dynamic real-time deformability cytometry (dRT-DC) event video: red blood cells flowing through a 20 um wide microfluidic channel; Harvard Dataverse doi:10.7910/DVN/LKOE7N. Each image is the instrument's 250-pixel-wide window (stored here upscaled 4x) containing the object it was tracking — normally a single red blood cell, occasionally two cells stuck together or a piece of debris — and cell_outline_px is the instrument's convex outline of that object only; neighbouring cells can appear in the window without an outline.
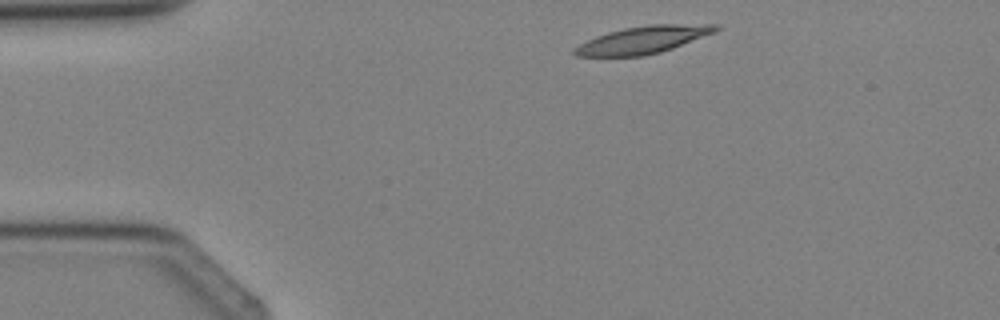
{"species": "Egyptian fruit bat (a non-hibernating species)", "species_latin": "Rousettus aegyptiacus", "temperature_condition": "cold", "stored_images_in_passage": 2, "segment_of_instrument_passage": [2, 2], "camera_frame_rate_fps": 3000, "um_per_image_px": 0.085, "animal": {"sex": "female"}, "frame": {"image": 1, "passage_image": 2, "time_ms": 1.0, "image_size_px": [1000, 320], "cell_outline_px": [[720, 28], [716, 32], [672, 48], [660, 52], [644, 56], [576, 56], [572, 52], [572, 48], [596, 36], [608, 32], [624, 28], [648, 24], [720, 24]], "centroid_in_image_um": [54.67, 3.38], "position_along_channel_um": 30.3, "area_um2": 22.54}}